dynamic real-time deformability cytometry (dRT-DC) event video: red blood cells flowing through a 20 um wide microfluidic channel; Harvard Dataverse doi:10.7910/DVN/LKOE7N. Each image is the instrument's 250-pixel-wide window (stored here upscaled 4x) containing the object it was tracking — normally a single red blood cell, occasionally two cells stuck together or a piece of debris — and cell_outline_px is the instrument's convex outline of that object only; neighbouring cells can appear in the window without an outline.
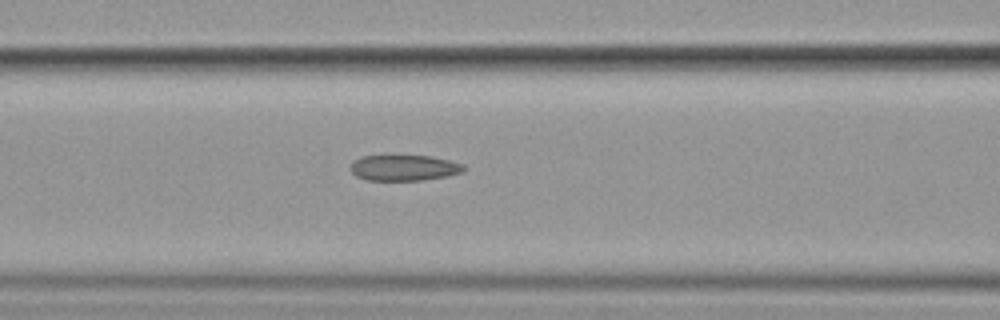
{"species": "common noctule bat (a hibernating species)", "species_latin": "Nyctalus noctula", "temperature_condition": "cold", "stored_images_in_passage": 6, "segment_of_instrument_passage": [2, 2], "camera_frame_rate_fps": 3000, "um_per_image_px": 0.085, "animal": {"sex": "female", "body_mass_g": 19.9}, "frame": {"image": 1, "passage_image": 6, "time_ms": 7.0, "image_size_px": [1000, 320], "cell_outline_px": [[464, 172], [448, 176], [420, 180], [368, 180], [356, 176], [348, 168], [352, 160], [360, 156], [384, 152], [432, 156], [464, 164]], "centroid_in_image_um": [34.25, 14.2], "position_along_channel_um": 132.3, "area_um2": 18.15}}